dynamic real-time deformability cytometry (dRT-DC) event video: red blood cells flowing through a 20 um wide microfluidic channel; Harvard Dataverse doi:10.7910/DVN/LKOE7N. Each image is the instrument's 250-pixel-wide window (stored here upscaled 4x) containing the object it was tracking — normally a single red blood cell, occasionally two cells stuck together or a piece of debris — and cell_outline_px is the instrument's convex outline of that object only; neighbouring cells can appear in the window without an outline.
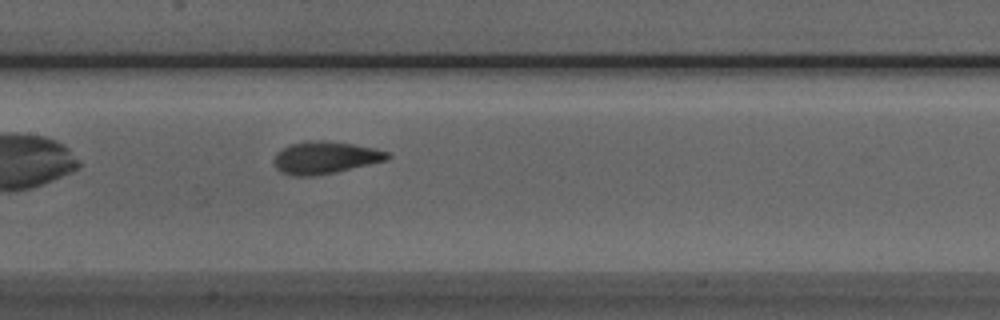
{"species": "Egyptian fruit bat (a non-hibernating species)", "species_latin": "Rousettus aegyptiacus", "temperature_condition": "room temperature", "stored_images_in_passage": 33, "camera_frame_rate_fps": 3000, "um_per_image_px": 0.085, "animal": {"sex": "male"}, "frame": {"image": 1, "passage_image": 10, "time_ms": 3.0, "image_size_px": [1000, 320], "cell_outline_px": [[392, 156], [388, 160], [336, 172], [316, 176], [292, 176], [280, 172], [276, 168], [272, 160], [276, 152], [292, 144], [308, 140], [328, 140], [376, 148], [388, 152]], "centroid_in_image_um": [27.63, 13.4], "position_along_channel_um": 179.8, "area_um2": 21.68}}
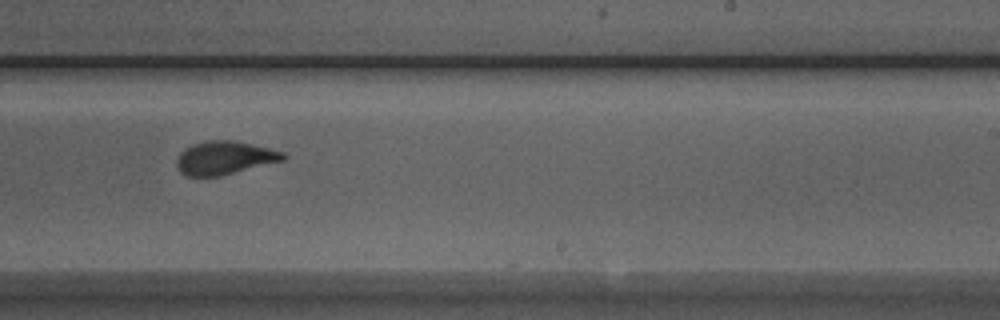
{"frame": {"image": 2, "passage_image": 17, "time_ms": 5.333, "image_size_px": [1000, 320], "cell_outline_px": [[288, 156], [284, 160], [220, 176], [188, 176], [180, 172], [176, 164], [176, 160], [180, 152], [184, 148], [192, 144], [208, 140], [236, 140], [284, 152]], "centroid_in_image_um": [19.08, 13.41], "position_along_channel_um": 269.9, "area_um2": 20.75}}
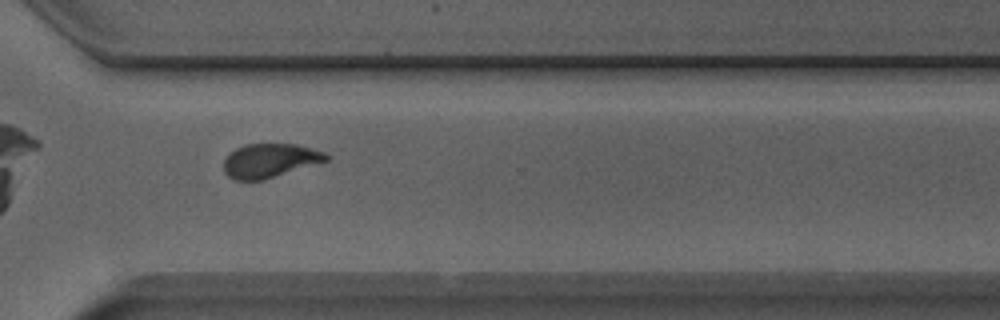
{"frame": {"image": 3, "passage_image": 23, "time_ms": 7.333, "image_size_px": [1000, 320], "cell_outline_px": [[332, 156], [328, 160], [260, 180], [232, 180], [224, 172], [224, 160], [236, 148], [244, 144], [296, 144], [324, 152]], "centroid_in_image_um": [22.92, 13.64], "position_along_channel_um": 347.7, "area_um2": 19.94}, "authors_computed_cell_mechanics": {"area_um2": 20.6924, "velocity_mm_per_s": 3.883, "shape_relaxation_time_tau1_ms": 4.538, "shape_relaxation_time_tau2_ms": 1.2212, "deformation_change_tau1": 0.1662, "deformation_change_tau2": 0.0811}}